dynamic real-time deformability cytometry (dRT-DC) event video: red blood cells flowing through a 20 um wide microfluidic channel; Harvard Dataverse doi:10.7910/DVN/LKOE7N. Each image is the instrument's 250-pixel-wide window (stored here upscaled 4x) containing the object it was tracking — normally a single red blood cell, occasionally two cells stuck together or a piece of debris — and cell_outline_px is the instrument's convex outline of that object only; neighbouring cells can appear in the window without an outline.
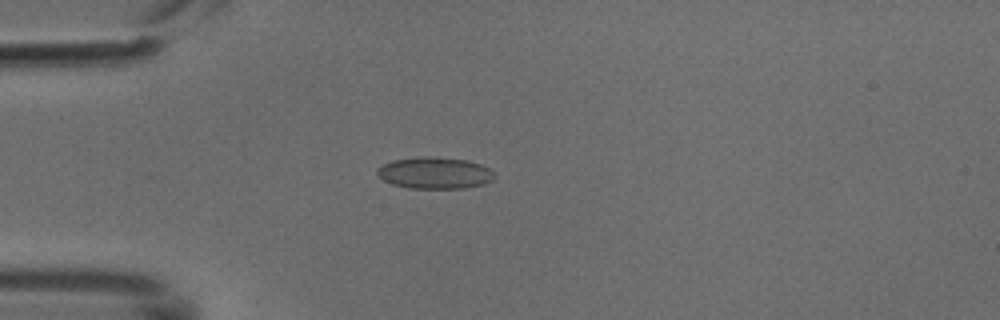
{"species": "common noctule bat (a hibernating species)", "species_latin": "Nyctalus noctula", "temperature_condition": "cold", "stored_images_in_passage": 5, "camera_frame_rate_fps": 3000, "um_per_image_px": 0.085, "animal": {"sex": "male", "body_mass_g": 18.8}, "frame": {"image": 1, "passage_image": 5, "time_ms": 1.333, "image_size_px": [1000, 320], "cell_outline_px": [[496, 176], [492, 180], [484, 184], [464, 188], [408, 188], [392, 184], [376, 176], [376, 168], [392, 160], [416, 156], [428, 156], [468, 160], [480, 164], [488, 168]], "centroid_in_image_um": [36.91, 14.69], "position_along_channel_um": 48.1, "area_um2": 21.79}}